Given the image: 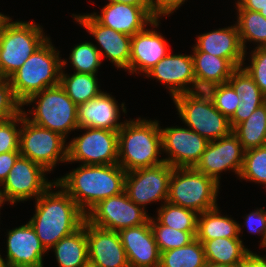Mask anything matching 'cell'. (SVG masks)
<instances>
[{
	"mask_svg": "<svg viewBox=\"0 0 266 267\" xmlns=\"http://www.w3.org/2000/svg\"><path fill=\"white\" fill-rule=\"evenodd\" d=\"M53 187L59 190L54 192ZM35 201V214L29 223L46 251L73 234L86 219L72 197L56 182Z\"/></svg>",
	"mask_w": 266,
	"mask_h": 267,
	"instance_id": "cell-1",
	"label": "cell"
},
{
	"mask_svg": "<svg viewBox=\"0 0 266 267\" xmlns=\"http://www.w3.org/2000/svg\"><path fill=\"white\" fill-rule=\"evenodd\" d=\"M126 173L118 164H81L55 182L86 215L100 201L124 192Z\"/></svg>",
	"mask_w": 266,
	"mask_h": 267,
	"instance_id": "cell-2",
	"label": "cell"
},
{
	"mask_svg": "<svg viewBox=\"0 0 266 267\" xmlns=\"http://www.w3.org/2000/svg\"><path fill=\"white\" fill-rule=\"evenodd\" d=\"M158 120H126L118 130V165L126 172L164 163L162 136Z\"/></svg>",
	"mask_w": 266,
	"mask_h": 267,
	"instance_id": "cell-3",
	"label": "cell"
},
{
	"mask_svg": "<svg viewBox=\"0 0 266 267\" xmlns=\"http://www.w3.org/2000/svg\"><path fill=\"white\" fill-rule=\"evenodd\" d=\"M48 38L24 64L9 78L17 100L23 105L32 95L60 83V74L66 59L59 57Z\"/></svg>",
	"mask_w": 266,
	"mask_h": 267,
	"instance_id": "cell-4",
	"label": "cell"
},
{
	"mask_svg": "<svg viewBox=\"0 0 266 267\" xmlns=\"http://www.w3.org/2000/svg\"><path fill=\"white\" fill-rule=\"evenodd\" d=\"M11 20L8 16L0 26V78L5 79H9L49 38L40 24Z\"/></svg>",
	"mask_w": 266,
	"mask_h": 267,
	"instance_id": "cell-5",
	"label": "cell"
},
{
	"mask_svg": "<svg viewBox=\"0 0 266 267\" xmlns=\"http://www.w3.org/2000/svg\"><path fill=\"white\" fill-rule=\"evenodd\" d=\"M33 102L36 103V106L28 110L29 117V114L25 110L23 111L32 123L54 131L64 138H67L71 131L78 130V106L66 94L60 84L32 95L22 106L32 105ZM31 114L33 117H31Z\"/></svg>",
	"mask_w": 266,
	"mask_h": 267,
	"instance_id": "cell-6",
	"label": "cell"
},
{
	"mask_svg": "<svg viewBox=\"0 0 266 267\" xmlns=\"http://www.w3.org/2000/svg\"><path fill=\"white\" fill-rule=\"evenodd\" d=\"M173 101L183 123L209 142L232 132L229 119L216 109L206 91L180 94Z\"/></svg>",
	"mask_w": 266,
	"mask_h": 267,
	"instance_id": "cell-7",
	"label": "cell"
},
{
	"mask_svg": "<svg viewBox=\"0 0 266 267\" xmlns=\"http://www.w3.org/2000/svg\"><path fill=\"white\" fill-rule=\"evenodd\" d=\"M220 184L194 167L174 168L169 182L167 202L196 211L214 209Z\"/></svg>",
	"mask_w": 266,
	"mask_h": 267,
	"instance_id": "cell-8",
	"label": "cell"
},
{
	"mask_svg": "<svg viewBox=\"0 0 266 267\" xmlns=\"http://www.w3.org/2000/svg\"><path fill=\"white\" fill-rule=\"evenodd\" d=\"M19 152L21 156L53 171L58 162H67V143L62 135L40 127L21 112ZM66 143V144H65Z\"/></svg>",
	"mask_w": 266,
	"mask_h": 267,
	"instance_id": "cell-9",
	"label": "cell"
},
{
	"mask_svg": "<svg viewBox=\"0 0 266 267\" xmlns=\"http://www.w3.org/2000/svg\"><path fill=\"white\" fill-rule=\"evenodd\" d=\"M85 133L71 139L67 145V162L86 165L118 164V131L81 128Z\"/></svg>",
	"mask_w": 266,
	"mask_h": 267,
	"instance_id": "cell-10",
	"label": "cell"
},
{
	"mask_svg": "<svg viewBox=\"0 0 266 267\" xmlns=\"http://www.w3.org/2000/svg\"><path fill=\"white\" fill-rule=\"evenodd\" d=\"M46 172L48 171L40 164L20 155L1 184L5 202L9 201L13 205L20 201L37 199L55 183V180L50 182L46 179Z\"/></svg>",
	"mask_w": 266,
	"mask_h": 267,
	"instance_id": "cell-11",
	"label": "cell"
},
{
	"mask_svg": "<svg viewBox=\"0 0 266 267\" xmlns=\"http://www.w3.org/2000/svg\"><path fill=\"white\" fill-rule=\"evenodd\" d=\"M149 218L146 210L131 201L125 191L100 201L86 214L92 225L117 232L143 225Z\"/></svg>",
	"mask_w": 266,
	"mask_h": 267,
	"instance_id": "cell-12",
	"label": "cell"
},
{
	"mask_svg": "<svg viewBox=\"0 0 266 267\" xmlns=\"http://www.w3.org/2000/svg\"><path fill=\"white\" fill-rule=\"evenodd\" d=\"M174 167L164 162L154 167L128 171L125 189L128 198L145 210L147 204L167 202L169 182Z\"/></svg>",
	"mask_w": 266,
	"mask_h": 267,
	"instance_id": "cell-13",
	"label": "cell"
},
{
	"mask_svg": "<svg viewBox=\"0 0 266 267\" xmlns=\"http://www.w3.org/2000/svg\"><path fill=\"white\" fill-rule=\"evenodd\" d=\"M160 130L162 152L168 155L164 161L174 168L195 167L209 141L188 127H160Z\"/></svg>",
	"mask_w": 266,
	"mask_h": 267,
	"instance_id": "cell-14",
	"label": "cell"
},
{
	"mask_svg": "<svg viewBox=\"0 0 266 267\" xmlns=\"http://www.w3.org/2000/svg\"><path fill=\"white\" fill-rule=\"evenodd\" d=\"M245 150L238 137L231 132L228 136L210 141L195 169L220 184L222 171L233 170L240 176Z\"/></svg>",
	"mask_w": 266,
	"mask_h": 267,
	"instance_id": "cell-15",
	"label": "cell"
},
{
	"mask_svg": "<svg viewBox=\"0 0 266 267\" xmlns=\"http://www.w3.org/2000/svg\"><path fill=\"white\" fill-rule=\"evenodd\" d=\"M99 24L117 32L133 36L144 30L148 24L158 28L160 19L153 16L152 7H139L130 4L109 2L101 10L90 14Z\"/></svg>",
	"mask_w": 266,
	"mask_h": 267,
	"instance_id": "cell-16",
	"label": "cell"
},
{
	"mask_svg": "<svg viewBox=\"0 0 266 267\" xmlns=\"http://www.w3.org/2000/svg\"><path fill=\"white\" fill-rule=\"evenodd\" d=\"M77 23L82 25L89 34L93 35L100 47L102 59H109L117 69L125 71L129 68L131 36L115 31L110 27L99 24L89 13L72 15ZM102 49V50H101Z\"/></svg>",
	"mask_w": 266,
	"mask_h": 267,
	"instance_id": "cell-17",
	"label": "cell"
},
{
	"mask_svg": "<svg viewBox=\"0 0 266 267\" xmlns=\"http://www.w3.org/2000/svg\"><path fill=\"white\" fill-rule=\"evenodd\" d=\"M145 76L165 84L172 99L177 95L196 91L192 54L168 53Z\"/></svg>",
	"mask_w": 266,
	"mask_h": 267,
	"instance_id": "cell-18",
	"label": "cell"
},
{
	"mask_svg": "<svg viewBox=\"0 0 266 267\" xmlns=\"http://www.w3.org/2000/svg\"><path fill=\"white\" fill-rule=\"evenodd\" d=\"M89 265L129 267L126 251L117 231L102 229L86 220Z\"/></svg>",
	"mask_w": 266,
	"mask_h": 267,
	"instance_id": "cell-19",
	"label": "cell"
},
{
	"mask_svg": "<svg viewBox=\"0 0 266 267\" xmlns=\"http://www.w3.org/2000/svg\"><path fill=\"white\" fill-rule=\"evenodd\" d=\"M6 245L8 267H44L43 255L47 251L29 221L8 231Z\"/></svg>",
	"mask_w": 266,
	"mask_h": 267,
	"instance_id": "cell-20",
	"label": "cell"
},
{
	"mask_svg": "<svg viewBox=\"0 0 266 267\" xmlns=\"http://www.w3.org/2000/svg\"><path fill=\"white\" fill-rule=\"evenodd\" d=\"M129 267H159L160 251L155 242L150 219L143 225L118 231Z\"/></svg>",
	"mask_w": 266,
	"mask_h": 267,
	"instance_id": "cell-21",
	"label": "cell"
},
{
	"mask_svg": "<svg viewBox=\"0 0 266 267\" xmlns=\"http://www.w3.org/2000/svg\"><path fill=\"white\" fill-rule=\"evenodd\" d=\"M155 29H144L131 38L129 74L145 75L168 53V42Z\"/></svg>",
	"mask_w": 266,
	"mask_h": 267,
	"instance_id": "cell-22",
	"label": "cell"
},
{
	"mask_svg": "<svg viewBox=\"0 0 266 267\" xmlns=\"http://www.w3.org/2000/svg\"><path fill=\"white\" fill-rule=\"evenodd\" d=\"M196 40L192 51L207 52L228 59L236 68L245 64L246 53L240 41L237 24L203 33Z\"/></svg>",
	"mask_w": 266,
	"mask_h": 267,
	"instance_id": "cell-23",
	"label": "cell"
},
{
	"mask_svg": "<svg viewBox=\"0 0 266 267\" xmlns=\"http://www.w3.org/2000/svg\"><path fill=\"white\" fill-rule=\"evenodd\" d=\"M118 102L109 93L102 91L98 96L78 106L79 127L100 128L118 131L125 123L118 122L120 110Z\"/></svg>",
	"mask_w": 266,
	"mask_h": 267,
	"instance_id": "cell-24",
	"label": "cell"
},
{
	"mask_svg": "<svg viewBox=\"0 0 266 267\" xmlns=\"http://www.w3.org/2000/svg\"><path fill=\"white\" fill-rule=\"evenodd\" d=\"M243 67L236 68L227 81L233 90L239 94L240 98L238 108L229 119L232 130L238 124L247 120L259 106L266 102V96Z\"/></svg>",
	"mask_w": 266,
	"mask_h": 267,
	"instance_id": "cell-25",
	"label": "cell"
},
{
	"mask_svg": "<svg viewBox=\"0 0 266 267\" xmlns=\"http://www.w3.org/2000/svg\"><path fill=\"white\" fill-rule=\"evenodd\" d=\"M193 66L196 79V91L227 83L236 67L225 58L207 52L193 51Z\"/></svg>",
	"mask_w": 266,
	"mask_h": 267,
	"instance_id": "cell-26",
	"label": "cell"
},
{
	"mask_svg": "<svg viewBox=\"0 0 266 267\" xmlns=\"http://www.w3.org/2000/svg\"><path fill=\"white\" fill-rule=\"evenodd\" d=\"M51 249L59 267H86L89 265L86 219L73 234L59 240Z\"/></svg>",
	"mask_w": 266,
	"mask_h": 267,
	"instance_id": "cell-27",
	"label": "cell"
},
{
	"mask_svg": "<svg viewBox=\"0 0 266 267\" xmlns=\"http://www.w3.org/2000/svg\"><path fill=\"white\" fill-rule=\"evenodd\" d=\"M219 207L198 215L196 239L240 238L242 227L233 218L222 216Z\"/></svg>",
	"mask_w": 266,
	"mask_h": 267,
	"instance_id": "cell-28",
	"label": "cell"
},
{
	"mask_svg": "<svg viewBox=\"0 0 266 267\" xmlns=\"http://www.w3.org/2000/svg\"><path fill=\"white\" fill-rule=\"evenodd\" d=\"M199 241L203 245L206 261L210 263L240 266L250 251L240 238L224 237Z\"/></svg>",
	"mask_w": 266,
	"mask_h": 267,
	"instance_id": "cell-29",
	"label": "cell"
},
{
	"mask_svg": "<svg viewBox=\"0 0 266 267\" xmlns=\"http://www.w3.org/2000/svg\"><path fill=\"white\" fill-rule=\"evenodd\" d=\"M232 132L238 137L244 150L266 145V102L259 106L247 120L238 124Z\"/></svg>",
	"mask_w": 266,
	"mask_h": 267,
	"instance_id": "cell-30",
	"label": "cell"
},
{
	"mask_svg": "<svg viewBox=\"0 0 266 267\" xmlns=\"http://www.w3.org/2000/svg\"><path fill=\"white\" fill-rule=\"evenodd\" d=\"M69 75L61 70L59 84L77 106L88 102L102 92L99 89L97 74L74 72Z\"/></svg>",
	"mask_w": 266,
	"mask_h": 267,
	"instance_id": "cell-31",
	"label": "cell"
},
{
	"mask_svg": "<svg viewBox=\"0 0 266 267\" xmlns=\"http://www.w3.org/2000/svg\"><path fill=\"white\" fill-rule=\"evenodd\" d=\"M236 10L238 15L236 24L245 53L247 41L257 43L255 48L266 47V18L259 12L246 9Z\"/></svg>",
	"mask_w": 266,
	"mask_h": 267,
	"instance_id": "cell-32",
	"label": "cell"
},
{
	"mask_svg": "<svg viewBox=\"0 0 266 267\" xmlns=\"http://www.w3.org/2000/svg\"><path fill=\"white\" fill-rule=\"evenodd\" d=\"M206 263L203 245L195 239L186 246L161 252L159 267H204Z\"/></svg>",
	"mask_w": 266,
	"mask_h": 267,
	"instance_id": "cell-33",
	"label": "cell"
},
{
	"mask_svg": "<svg viewBox=\"0 0 266 267\" xmlns=\"http://www.w3.org/2000/svg\"><path fill=\"white\" fill-rule=\"evenodd\" d=\"M163 203L157 210L158 216L155 217L161 225L181 231H197L199 214L196 211L169 202Z\"/></svg>",
	"mask_w": 266,
	"mask_h": 267,
	"instance_id": "cell-34",
	"label": "cell"
},
{
	"mask_svg": "<svg viewBox=\"0 0 266 267\" xmlns=\"http://www.w3.org/2000/svg\"><path fill=\"white\" fill-rule=\"evenodd\" d=\"M150 225L155 242L161 252L175 248H180L190 244L196 239L197 231H181L171 227L161 225L155 218L150 216Z\"/></svg>",
	"mask_w": 266,
	"mask_h": 267,
	"instance_id": "cell-35",
	"label": "cell"
},
{
	"mask_svg": "<svg viewBox=\"0 0 266 267\" xmlns=\"http://www.w3.org/2000/svg\"><path fill=\"white\" fill-rule=\"evenodd\" d=\"M69 60L76 73L97 74L102 57L96 45L85 41L74 46Z\"/></svg>",
	"mask_w": 266,
	"mask_h": 267,
	"instance_id": "cell-36",
	"label": "cell"
},
{
	"mask_svg": "<svg viewBox=\"0 0 266 267\" xmlns=\"http://www.w3.org/2000/svg\"><path fill=\"white\" fill-rule=\"evenodd\" d=\"M239 179L266 186V145L245 151Z\"/></svg>",
	"mask_w": 266,
	"mask_h": 267,
	"instance_id": "cell-37",
	"label": "cell"
},
{
	"mask_svg": "<svg viewBox=\"0 0 266 267\" xmlns=\"http://www.w3.org/2000/svg\"><path fill=\"white\" fill-rule=\"evenodd\" d=\"M206 92L216 109L230 119L238 108L239 94L228 83L212 86Z\"/></svg>",
	"mask_w": 266,
	"mask_h": 267,
	"instance_id": "cell-38",
	"label": "cell"
},
{
	"mask_svg": "<svg viewBox=\"0 0 266 267\" xmlns=\"http://www.w3.org/2000/svg\"><path fill=\"white\" fill-rule=\"evenodd\" d=\"M21 113L13 118L0 121V154L19 151ZM18 127V129H17Z\"/></svg>",
	"mask_w": 266,
	"mask_h": 267,
	"instance_id": "cell-39",
	"label": "cell"
},
{
	"mask_svg": "<svg viewBox=\"0 0 266 267\" xmlns=\"http://www.w3.org/2000/svg\"><path fill=\"white\" fill-rule=\"evenodd\" d=\"M23 109L14 95L9 79L0 78V121L15 117Z\"/></svg>",
	"mask_w": 266,
	"mask_h": 267,
	"instance_id": "cell-40",
	"label": "cell"
},
{
	"mask_svg": "<svg viewBox=\"0 0 266 267\" xmlns=\"http://www.w3.org/2000/svg\"><path fill=\"white\" fill-rule=\"evenodd\" d=\"M250 54L251 64L245 66L244 69L266 96V47L255 48Z\"/></svg>",
	"mask_w": 266,
	"mask_h": 267,
	"instance_id": "cell-41",
	"label": "cell"
},
{
	"mask_svg": "<svg viewBox=\"0 0 266 267\" xmlns=\"http://www.w3.org/2000/svg\"><path fill=\"white\" fill-rule=\"evenodd\" d=\"M244 224L246 225L249 233L261 234L260 247L264 248L266 245V224H265V214L264 208L256 209L250 212L245 217Z\"/></svg>",
	"mask_w": 266,
	"mask_h": 267,
	"instance_id": "cell-42",
	"label": "cell"
},
{
	"mask_svg": "<svg viewBox=\"0 0 266 267\" xmlns=\"http://www.w3.org/2000/svg\"><path fill=\"white\" fill-rule=\"evenodd\" d=\"M186 0H151L153 16L159 19L161 16H170L174 13Z\"/></svg>",
	"mask_w": 266,
	"mask_h": 267,
	"instance_id": "cell-43",
	"label": "cell"
},
{
	"mask_svg": "<svg viewBox=\"0 0 266 267\" xmlns=\"http://www.w3.org/2000/svg\"><path fill=\"white\" fill-rule=\"evenodd\" d=\"M19 156V151H9L0 154V184L4 182Z\"/></svg>",
	"mask_w": 266,
	"mask_h": 267,
	"instance_id": "cell-44",
	"label": "cell"
},
{
	"mask_svg": "<svg viewBox=\"0 0 266 267\" xmlns=\"http://www.w3.org/2000/svg\"><path fill=\"white\" fill-rule=\"evenodd\" d=\"M240 267H266V256L263 257L257 253L249 251Z\"/></svg>",
	"mask_w": 266,
	"mask_h": 267,
	"instance_id": "cell-45",
	"label": "cell"
},
{
	"mask_svg": "<svg viewBox=\"0 0 266 267\" xmlns=\"http://www.w3.org/2000/svg\"><path fill=\"white\" fill-rule=\"evenodd\" d=\"M235 8L259 12L266 8V0H237Z\"/></svg>",
	"mask_w": 266,
	"mask_h": 267,
	"instance_id": "cell-46",
	"label": "cell"
},
{
	"mask_svg": "<svg viewBox=\"0 0 266 267\" xmlns=\"http://www.w3.org/2000/svg\"><path fill=\"white\" fill-rule=\"evenodd\" d=\"M109 2H117L130 4L139 7H152L151 0H108Z\"/></svg>",
	"mask_w": 266,
	"mask_h": 267,
	"instance_id": "cell-47",
	"label": "cell"
},
{
	"mask_svg": "<svg viewBox=\"0 0 266 267\" xmlns=\"http://www.w3.org/2000/svg\"><path fill=\"white\" fill-rule=\"evenodd\" d=\"M0 267H8L6 260L2 258L1 254H0Z\"/></svg>",
	"mask_w": 266,
	"mask_h": 267,
	"instance_id": "cell-48",
	"label": "cell"
},
{
	"mask_svg": "<svg viewBox=\"0 0 266 267\" xmlns=\"http://www.w3.org/2000/svg\"><path fill=\"white\" fill-rule=\"evenodd\" d=\"M213 267H240V266H232V265H224V264L213 263Z\"/></svg>",
	"mask_w": 266,
	"mask_h": 267,
	"instance_id": "cell-49",
	"label": "cell"
},
{
	"mask_svg": "<svg viewBox=\"0 0 266 267\" xmlns=\"http://www.w3.org/2000/svg\"><path fill=\"white\" fill-rule=\"evenodd\" d=\"M7 15H4L0 12V26L2 25L3 21L7 18Z\"/></svg>",
	"mask_w": 266,
	"mask_h": 267,
	"instance_id": "cell-50",
	"label": "cell"
},
{
	"mask_svg": "<svg viewBox=\"0 0 266 267\" xmlns=\"http://www.w3.org/2000/svg\"><path fill=\"white\" fill-rule=\"evenodd\" d=\"M0 204H6V203H5V200H4V198H3V195H2L1 184H0Z\"/></svg>",
	"mask_w": 266,
	"mask_h": 267,
	"instance_id": "cell-51",
	"label": "cell"
},
{
	"mask_svg": "<svg viewBox=\"0 0 266 267\" xmlns=\"http://www.w3.org/2000/svg\"><path fill=\"white\" fill-rule=\"evenodd\" d=\"M259 13L266 18V8L264 10H260Z\"/></svg>",
	"mask_w": 266,
	"mask_h": 267,
	"instance_id": "cell-52",
	"label": "cell"
},
{
	"mask_svg": "<svg viewBox=\"0 0 266 267\" xmlns=\"http://www.w3.org/2000/svg\"><path fill=\"white\" fill-rule=\"evenodd\" d=\"M204 267H213V263L207 262Z\"/></svg>",
	"mask_w": 266,
	"mask_h": 267,
	"instance_id": "cell-53",
	"label": "cell"
},
{
	"mask_svg": "<svg viewBox=\"0 0 266 267\" xmlns=\"http://www.w3.org/2000/svg\"><path fill=\"white\" fill-rule=\"evenodd\" d=\"M264 214H265V224H266V211L264 210Z\"/></svg>",
	"mask_w": 266,
	"mask_h": 267,
	"instance_id": "cell-54",
	"label": "cell"
}]
</instances>
